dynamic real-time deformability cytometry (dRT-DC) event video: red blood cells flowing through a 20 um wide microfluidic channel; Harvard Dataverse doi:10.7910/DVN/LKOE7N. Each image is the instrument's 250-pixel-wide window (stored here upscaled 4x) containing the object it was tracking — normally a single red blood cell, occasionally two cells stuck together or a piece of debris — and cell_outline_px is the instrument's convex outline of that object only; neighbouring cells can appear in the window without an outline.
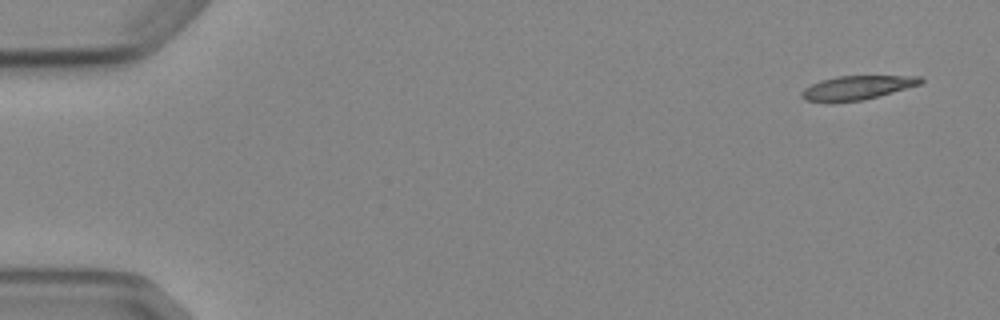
{"species": "Egyptian fruit bat (a non-hibernating species)", "species_latin": "Rousettus aegyptiacus", "temperature_condition": "cold", "stored_images_in_passage": 4, "camera_frame_rate_fps": 3000, "um_per_image_px": 0.085, "animal": {"sex": "female"}, "frame": {"image": 1, "passage_image": 1, "time_ms": 0.0, "image_size_px": [1000, 320], "cell_outline_px": [[924, 80], [920, 84], [864, 100], [832, 104], [804, 100], [800, 96], [800, 92], [804, 88], [820, 80], [836, 76], [920, 76]], "centroid_in_image_um": [72.75, 7.48], "position_along_channel_um": 12.2, "area_um2": 16.94}}
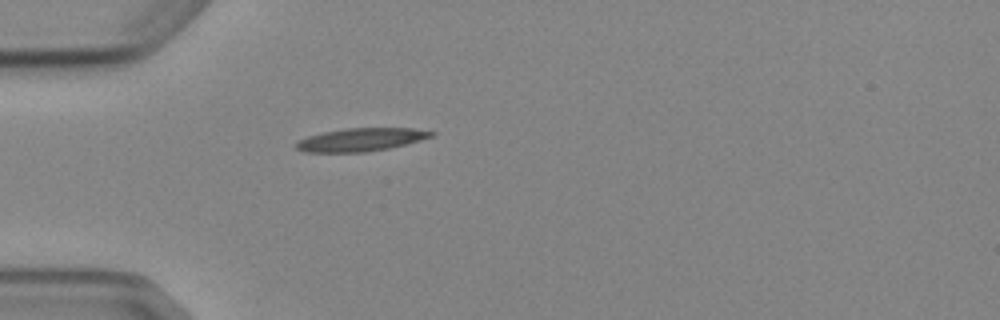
{"frame": {"image": 2, "passage_image": 4, "time_ms": 4.333, "image_size_px": [1000, 320], "cell_outline_px": [[436, 132], [432, 136], [420, 140], [388, 148], [364, 152], [304, 152], [296, 148], [296, 140], [308, 136], [324, 132], [344, 128], [412, 128]], "centroid_in_image_um": [30.63, 11.86], "position_along_channel_um": 54.4, "area_um2": 18.03}}